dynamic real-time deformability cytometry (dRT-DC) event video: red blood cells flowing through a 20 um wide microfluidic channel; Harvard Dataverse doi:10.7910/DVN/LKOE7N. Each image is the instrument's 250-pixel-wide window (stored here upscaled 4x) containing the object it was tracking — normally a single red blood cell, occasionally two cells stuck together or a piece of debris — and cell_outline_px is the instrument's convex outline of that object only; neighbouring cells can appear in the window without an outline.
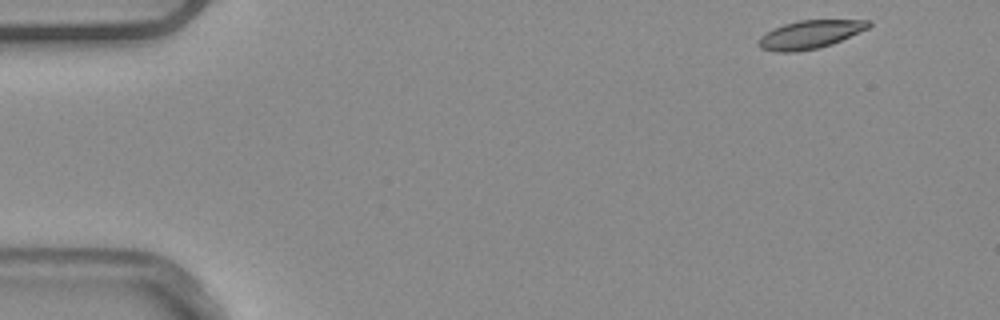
{"species": "common noctule bat (a hibernating species)", "species_latin": "Nyctalus noctula", "temperature_condition": "warm", "stored_images_in_passage": 45, "camera_frame_rate_fps": 3000, "um_per_image_px": 0.085, "animal": {"sex": "male", "body_mass_g": 20.4}, "frame": {"image": 1, "passage_image": 1, "time_ms": 0.0, "image_size_px": [1000, 320], "cell_outline_px": [[872, 24], [868, 28], [832, 44], [820, 48], [796, 52], [776, 52], [760, 48], [756, 40], [764, 32], [784, 24], [800, 20], [872, 20]], "centroid_in_image_um": [68.81, 2.94], "position_along_channel_um": 16.2, "area_um2": 18.26}}
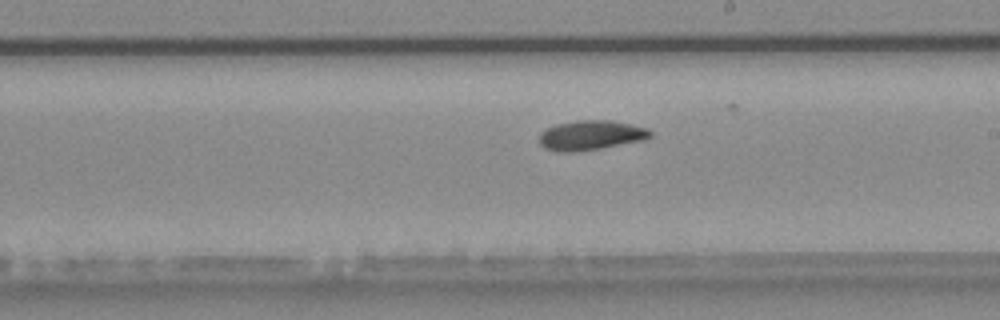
{"frame": {"image": 2, "passage_image": 27, "time_ms": 8.667, "image_size_px": [1000, 320], "cell_outline_px": [[652, 136], [644, 140], [600, 148], [576, 152], [560, 152], [544, 148], [540, 144], [540, 132], [556, 124], [576, 120], [612, 120], [632, 124], [648, 128], [652, 132]], "centroid_in_image_um": [50.24, 11.49], "position_along_channel_um": 238.8, "area_um2": 19.31}}
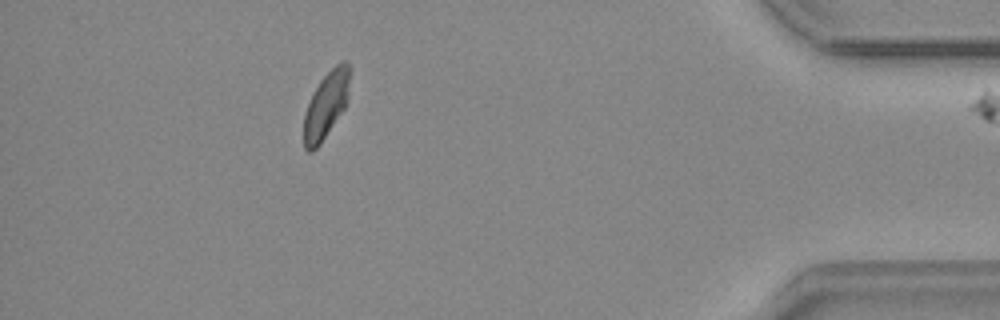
{"frame": {"image": 3, "passage_image": 44, "time_ms": 14.333, "image_size_px": [1000, 320], "cell_outline_px": [[352, 68], [348, 100], [344, 108], [320, 144], [312, 152], [308, 152], [304, 148], [304, 112], [312, 92], [320, 80], [336, 64], [344, 60]], "centroid_in_image_um": [27.73, 8.89], "position_along_channel_um": 407.5, "area_um2": 18.09}}